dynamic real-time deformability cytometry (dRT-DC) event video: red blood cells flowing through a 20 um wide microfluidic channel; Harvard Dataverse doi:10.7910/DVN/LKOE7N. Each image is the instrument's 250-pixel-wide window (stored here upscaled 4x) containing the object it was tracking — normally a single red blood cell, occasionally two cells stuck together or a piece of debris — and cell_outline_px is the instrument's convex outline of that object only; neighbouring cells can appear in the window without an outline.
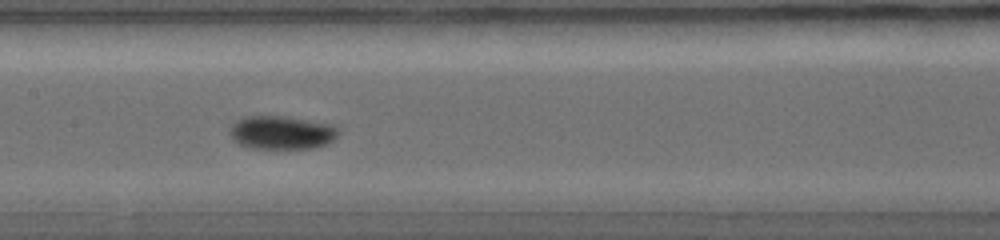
{"species": "common noctule bat (a hibernating species)", "species_latin": "Nyctalus noctula", "temperature_condition": "warm", "stored_images_in_passage": 20, "camera_frame_rate_fps": 5000, "um_per_image_px": 0.085, "animal": {"sex": "female", "body_mass_g": 19.0, "forearm_length_mm": 56.7}, "frame": {"image": 1, "passage_image": 9, "time_ms": 3.4, "image_size_px": [1000, 240], "cell_outline_px": [[336, 136], [332, 140], [324, 144], [312, 148], [252, 148], [240, 144], [232, 136], [232, 124], [236, 120], [244, 116], [284, 116], [324, 124], [336, 128]], "centroid_in_image_um": [23.87, 11.26], "position_along_channel_um": 183.5, "area_um2": 20.29}}
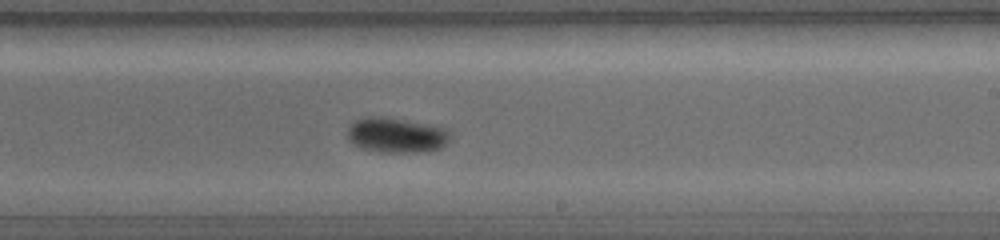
{"frame": {"image": 2, "passage_image": 12, "time_ms": 4.6, "image_size_px": [1000, 240], "cell_outline_px": [[448, 136], [444, 144], [440, 148], [420, 152], [380, 152], [364, 148], [348, 140], [348, 128], [356, 120], [368, 116], [384, 116], [444, 128], [448, 132]], "centroid_in_image_um": [33.63, 11.48], "position_along_channel_um": 255.4, "area_um2": 20.4}}